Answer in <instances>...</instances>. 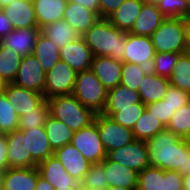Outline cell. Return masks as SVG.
Listing matches in <instances>:
<instances>
[{
  "instance_id": "cell-26",
  "label": "cell",
  "mask_w": 190,
  "mask_h": 190,
  "mask_svg": "<svg viewBox=\"0 0 190 190\" xmlns=\"http://www.w3.org/2000/svg\"><path fill=\"white\" fill-rule=\"evenodd\" d=\"M38 28L63 20L68 0H32Z\"/></svg>"
},
{
  "instance_id": "cell-43",
  "label": "cell",
  "mask_w": 190,
  "mask_h": 190,
  "mask_svg": "<svg viewBox=\"0 0 190 190\" xmlns=\"http://www.w3.org/2000/svg\"><path fill=\"white\" fill-rule=\"evenodd\" d=\"M179 55L172 52L156 53L154 56L155 74L169 79Z\"/></svg>"
},
{
  "instance_id": "cell-49",
  "label": "cell",
  "mask_w": 190,
  "mask_h": 190,
  "mask_svg": "<svg viewBox=\"0 0 190 190\" xmlns=\"http://www.w3.org/2000/svg\"><path fill=\"white\" fill-rule=\"evenodd\" d=\"M12 30H13V26L9 18L5 15L3 10L0 8V41Z\"/></svg>"
},
{
  "instance_id": "cell-24",
  "label": "cell",
  "mask_w": 190,
  "mask_h": 190,
  "mask_svg": "<svg viewBox=\"0 0 190 190\" xmlns=\"http://www.w3.org/2000/svg\"><path fill=\"white\" fill-rule=\"evenodd\" d=\"M99 15L78 3L67 2L63 20L73 27L82 37L98 20Z\"/></svg>"
},
{
  "instance_id": "cell-22",
  "label": "cell",
  "mask_w": 190,
  "mask_h": 190,
  "mask_svg": "<svg viewBox=\"0 0 190 190\" xmlns=\"http://www.w3.org/2000/svg\"><path fill=\"white\" fill-rule=\"evenodd\" d=\"M140 102L138 92L119 84L108 90L106 104L101 114L109 117L113 112H116V109L136 108V104Z\"/></svg>"
},
{
  "instance_id": "cell-53",
  "label": "cell",
  "mask_w": 190,
  "mask_h": 190,
  "mask_svg": "<svg viewBox=\"0 0 190 190\" xmlns=\"http://www.w3.org/2000/svg\"><path fill=\"white\" fill-rule=\"evenodd\" d=\"M183 190H190V174L183 176Z\"/></svg>"
},
{
  "instance_id": "cell-15",
  "label": "cell",
  "mask_w": 190,
  "mask_h": 190,
  "mask_svg": "<svg viewBox=\"0 0 190 190\" xmlns=\"http://www.w3.org/2000/svg\"><path fill=\"white\" fill-rule=\"evenodd\" d=\"M39 171L33 168H8L0 173L2 190H35Z\"/></svg>"
},
{
  "instance_id": "cell-59",
  "label": "cell",
  "mask_w": 190,
  "mask_h": 190,
  "mask_svg": "<svg viewBox=\"0 0 190 190\" xmlns=\"http://www.w3.org/2000/svg\"><path fill=\"white\" fill-rule=\"evenodd\" d=\"M185 139L190 142V131H189V134L185 137Z\"/></svg>"
},
{
  "instance_id": "cell-55",
  "label": "cell",
  "mask_w": 190,
  "mask_h": 190,
  "mask_svg": "<svg viewBox=\"0 0 190 190\" xmlns=\"http://www.w3.org/2000/svg\"><path fill=\"white\" fill-rule=\"evenodd\" d=\"M107 190H136V189H130V188H124V187H113V188H108Z\"/></svg>"
},
{
  "instance_id": "cell-33",
  "label": "cell",
  "mask_w": 190,
  "mask_h": 190,
  "mask_svg": "<svg viewBox=\"0 0 190 190\" xmlns=\"http://www.w3.org/2000/svg\"><path fill=\"white\" fill-rule=\"evenodd\" d=\"M170 85L190 93V53L179 55L169 78Z\"/></svg>"
},
{
  "instance_id": "cell-46",
  "label": "cell",
  "mask_w": 190,
  "mask_h": 190,
  "mask_svg": "<svg viewBox=\"0 0 190 190\" xmlns=\"http://www.w3.org/2000/svg\"><path fill=\"white\" fill-rule=\"evenodd\" d=\"M163 190H183V176L178 171H164Z\"/></svg>"
},
{
  "instance_id": "cell-40",
  "label": "cell",
  "mask_w": 190,
  "mask_h": 190,
  "mask_svg": "<svg viewBox=\"0 0 190 190\" xmlns=\"http://www.w3.org/2000/svg\"><path fill=\"white\" fill-rule=\"evenodd\" d=\"M145 109V104L140 102L136 104V108L116 109V112H113L109 117L116 123L132 129Z\"/></svg>"
},
{
  "instance_id": "cell-1",
  "label": "cell",
  "mask_w": 190,
  "mask_h": 190,
  "mask_svg": "<svg viewBox=\"0 0 190 190\" xmlns=\"http://www.w3.org/2000/svg\"><path fill=\"white\" fill-rule=\"evenodd\" d=\"M150 166L190 174V142L168 129L146 141Z\"/></svg>"
},
{
  "instance_id": "cell-19",
  "label": "cell",
  "mask_w": 190,
  "mask_h": 190,
  "mask_svg": "<svg viewBox=\"0 0 190 190\" xmlns=\"http://www.w3.org/2000/svg\"><path fill=\"white\" fill-rule=\"evenodd\" d=\"M123 62L107 56H95L91 70L108 91L120 84Z\"/></svg>"
},
{
  "instance_id": "cell-12",
  "label": "cell",
  "mask_w": 190,
  "mask_h": 190,
  "mask_svg": "<svg viewBox=\"0 0 190 190\" xmlns=\"http://www.w3.org/2000/svg\"><path fill=\"white\" fill-rule=\"evenodd\" d=\"M94 55L80 37L60 48V60L66 62L76 73L91 69Z\"/></svg>"
},
{
  "instance_id": "cell-60",
  "label": "cell",
  "mask_w": 190,
  "mask_h": 190,
  "mask_svg": "<svg viewBox=\"0 0 190 190\" xmlns=\"http://www.w3.org/2000/svg\"><path fill=\"white\" fill-rule=\"evenodd\" d=\"M187 3H188V6H189V9H190V0H187Z\"/></svg>"
},
{
  "instance_id": "cell-57",
  "label": "cell",
  "mask_w": 190,
  "mask_h": 190,
  "mask_svg": "<svg viewBox=\"0 0 190 190\" xmlns=\"http://www.w3.org/2000/svg\"><path fill=\"white\" fill-rule=\"evenodd\" d=\"M14 0H0V7Z\"/></svg>"
},
{
  "instance_id": "cell-27",
  "label": "cell",
  "mask_w": 190,
  "mask_h": 190,
  "mask_svg": "<svg viewBox=\"0 0 190 190\" xmlns=\"http://www.w3.org/2000/svg\"><path fill=\"white\" fill-rule=\"evenodd\" d=\"M142 0H125L107 19L118 29L129 32L141 11Z\"/></svg>"
},
{
  "instance_id": "cell-20",
  "label": "cell",
  "mask_w": 190,
  "mask_h": 190,
  "mask_svg": "<svg viewBox=\"0 0 190 190\" xmlns=\"http://www.w3.org/2000/svg\"><path fill=\"white\" fill-rule=\"evenodd\" d=\"M40 32L41 29L39 28L13 29L1 39L0 43L24 58L27 55L33 54L34 46Z\"/></svg>"
},
{
  "instance_id": "cell-44",
  "label": "cell",
  "mask_w": 190,
  "mask_h": 190,
  "mask_svg": "<svg viewBox=\"0 0 190 190\" xmlns=\"http://www.w3.org/2000/svg\"><path fill=\"white\" fill-rule=\"evenodd\" d=\"M163 99L167 101L168 105L174 109V111H176L190 102V93L169 85Z\"/></svg>"
},
{
  "instance_id": "cell-31",
  "label": "cell",
  "mask_w": 190,
  "mask_h": 190,
  "mask_svg": "<svg viewBox=\"0 0 190 190\" xmlns=\"http://www.w3.org/2000/svg\"><path fill=\"white\" fill-rule=\"evenodd\" d=\"M44 129L53 151L63 147L66 144H71V140L75 132L65 123L53 118L51 115L47 118Z\"/></svg>"
},
{
  "instance_id": "cell-36",
  "label": "cell",
  "mask_w": 190,
  "mask_h": 190,
  "mask_svg": "<svg viewBox=\"0 0 190 190\" xmlns=\"http://www.w3.org/2000/svg\"><path fill=\"white\" fill-rule=\"evenodd\" d=\"M50 116V108L47 100H45L39 107L32 111L25 112L19 117L18 129H32L45 125L47 118Z\"/></svg>"
},
{
  "instance_id": "cell-4",
  "label": "cell",
  "mask_w": 190,
  "mask_h": 190,
  "mask_svg": "<svg viewBox=\"0 0 190 190\" xmlns=\"http://www.w3.org/2000/svg\"><path fill=\"white\" fill-rule=\"evenodd\" d=\"M107 92L91 69L77 73L72 95L95 114L102 113Z\"/></svg>"
},
{
  "instance_id": "cell-11",
  "label": "cell",
  "mask_w": 190,
  "mask_h": 190,
  "mask_svg": "<svg viewBox=\"0 0 190 190\" xmlns=\"http://www.w3.org/2000/svg\"><path fill=\"white\" fill-rule=\"evenodd\" d=\"M45 76L46 73L41 67V64L37 58L31 54L22 58L13 83L44 95Z\"/></svg>"
},
{
  "instance_id": "cell-38",
  "label": "cell",
  "mask_w": 190,
  "mask_h": 190,
  "mask_svg": "<svg viewBox=\"0 0 190 190\" xmlns=\"http://www.w3.org/2000/svg\"><path fill=\"white\" fill-rule=\"evenodd\" d=\"M16 108L11 106L5 93L0 94V133L8 134L18 129Z\"/></svg>"
},
{
  "instance_id": "cell-54",
  "label": "cell",
  "mask_w": 190,
  "mask_h": 190,
  "mask_svg": "<svg viewBox=\"0 0 190 190\" xmlns=\"http://www.w3.org/2000/svg\"><path fill=\"white\" fill-rule=\"evenodd\" d=\"M7 84L8 83L6 82V80H4V78L0 74V94L4 93Z\"/></svg>"
},
{
  "instance_id": "cell-17",
  "label": "cell",
  "mask_w": 190,
  "mask_h": 190,
  "mask_svg": "<svg viewBox=\"0 0 190 190\" xmlns=\"http://www.w3.org/2000/svg\"><path fill=\"white\" fill-rule=\"evenodd\" d=\"M7 138V157L9 168H33L37 164L32 160L30 152H27L26 137L22 130L16 129L6 134Z\"/></svg>"
},
{
  "instance_id": "cell-14",
  "label": "cell",
  "mask_w": 190,
  "mask_h": 190,
  "mask_svg": "<svg viewBox=\"0 0 190 190\" xmlns=\"http://www.w3.org/2000/svg\"><path fill=\"white\" fill-rule=\"evenodd\" d=\"M4 93L10 105L16 108L18 117L39 107L46 100L43 94L14 83H8Z\"/></svg>"
},
{
  "instance_id": "cell-58",
  "label": "cell",
  "mask_w": 190,
  "mask_h": 190,
  "mask_svg": "<svg viewBox=\"0 0 190 190\" xmlns=\"http://www.w3.org/2000/svg\"><path fill=\"white\" fill-rule=\"evenodd\" d=\"M55 190H80V188H60Z\"/></svg>"
},
{
  "instance_id": "cell-29",
  "label": "cell",
  "mask_w": 190,
  "mask_h": 190,
  "mask_svg": "<svg viewBox=\"0 0 190 190\" xmlns=\"http://www.w3.org/2000/svg\"><path fill=\"white\" fill-rule=\"evenodd\" d=\"M32 55L37 58L45 73L60 61V49L41 32L37 37Z\"/></svg>"
},
{
  "instance_id": "cell-23",
  "label": "cell",
  "mask_w": 190,
  "mask_h": 190,
  "mask_svg": "<svg viewBox=\"0 0 190 190\" xmlns=\"http://www.w3.org/2000/svg\"><path fill=\"white\" fill-rule=\"evenodd\" d=\"M20 130L26 137L27 152H30V156L36 164L53 156L54 151L49 144L44 126Z\"/></svg>"
},
{
  "instance_id": "cell-10",
  "label": "cell",
  "mask_w": 190,
  "mask_h": 190,
  "mask_svg": "<svg viewBox=\"0 0 190 190\" xmlns=\"http://www.w3.org/2000/svg\"><path fill=\"white\" fill-rule=\"evenodd\" d=\"M107 157L111 161L120 163L137 173L150 166L146 142L136 139L124 147L110 151Z\"/></svg>"
},
{
  "instance_id": "cell-35",
  "label": "cell",
  "mask_w": 190,
  "mask_h": 190,
  "mask_svg": "<svg viewBox=\"0 0 190 190\" xmlns=\"http://www.w3.org/2000/svg\"><path fill=\"white\" fill-rule=\"evenodd\" d=\"M103 162L94 163L90 165V169L84 175L80 184L81 190H107L108 185L106 181Z\"/></svg>"
},
{
  "instance_id": "cell-8",
  "label": "cell",
  "mask_w": 190,
  "mask_h": 190,
  "mask_svg": "<svg viewBox=\"0 0 190 190\" xmlns=\"http://www.w3.org/2000/svg\"><path fill=\"white\" fill-rule=\"evenodd\" d=\"M76 75L77 73L66 62L58 61L51 70L46 72L45 99L72 94Z\"/></svg>"
},
{
  "instance_id": "cell-9",
  "label": "cell",
  "mask_w": 190,
  "mask_h": 190,
  "mask_svg": "<svg viewBox=\"0 0 190 190\" xmlns=\"http://www.w3.org/2000/svg\"><path fill=\"white\" fill-rule=\"evenodd\" d=\"M71 144L91 163H101L107 157V152L101 142L97 124L92 122L89 126L74 132Z\"/></svg>"
},
{
  "instance_id": "cell-52",
  "label": "cell",
  "mask_w": 190,
  "mask_h": 190,
  "mask_svg": "<svg viewBox=\"0 0 190 190\" xmlns=\"http://www.w3.org/2000/svg\"><path fill=\"white\" fill-rule=\"evenodd\" d=\"M35 190H55V188L39 175Z\"/></svg>"
},
{
  "instance_id": "cell-18",
  "label": "cell",
  "mask_w": 190,
  "mask_h": 190,
  "mask_svg": "<svg viewBox=\"0 0 190 190\" xmlns=\"http://www.w3.org/2000/svg\"><path fill=\"white\" fill-rule=\"evenodd\" d=\"M65 170L79 183L90 169L91 163L72 144H66L53 154Z\"/></svg>"
},
{
  "instance_id": "cell-39",
  "label": "cell",
  "mask_w": 190,
  "mask_h": 190,
  "mask_svg": "<svg viewBox=\"0 0 190 190\" xmlns=\"http://www.w3.org/2000/svg\"><path fill=\"white\" fill-rule=\"evenodd\" d=\"M166 129L172 131L174 134L185 138L190 131V102L176 110Z\"/></svg>"
},
{
  "instance_id": "cell-16",
  "label": "cell",
  "mask_w": 190,
  "mask_h": 190,
  "mask_svg": "<svg viewBox=\"0 0 190 190\" xmlns=\"http://www.w3.org/2000/svg\"><path fill=\"white\" fill-rule=\"evenodd\" d=\"M0 8L9 18L13 29L38 28L32 0H14Z\"/></svg>"
},
{
  "instance_id": "cell-42",
  "label": "cell",
  "mask_w": 190,
  "mask_h": 190,
  "mask_svg": "<svg viewBox=\"0 0 190 190\" xmlns=\"http://www.w3.org/2000/svg\"><path fill=\"white\" fill-rule=\"evenodd\" d=\"M145 74L139 68V65L133 63H123L120 84L127 86L133 91L138 92L140 83Z\"/></svg>"
},
{
  "instance_id": "cell-25",
  "label": "cell",
  "mask_w": 190,
  "mask_h": 190,
  "mask_svg": "<svg viewBox=\"0 0 190 190\" xmlns=\"http://www.w3.org/2000/svg\"><path fill=\"white\" fill-rule=\"evenodd\" d=\"M165 18L166 17L160 12L156 4L144 3L129 33L151 37Z\"/></svg>"
},
{
  "instance_id": "cell-13",
  "label": "cell",
  "mask_w": 190,
  "mask_h": 190,
  "mask_svg": "<svg viewBox=\"0 0 190 190\" xmlns=\"http://www.w3.org/2000/svg\"><path fill=\"white\" fill-rule=\"evenodd\" d=\"M37 169L40 176L46 179L55 189L80 188L79 182L70 176L54 155L38 163Z\"/></svg>"
},
{
  "instance_id": "cell-5",
  "label": "cell",
  "mask_w": 190,
  "mask_h": 190,
  "mask_svg": "<svg viewBox=\"0 0 190 190\" xmlns=\"http://www.w3.org/2000/svg\"><path fill=\"white\" fill-rule=\"evenodd\" d=\"M151 40L156 53H185L183 18H165L151 35Z\"/></svg>"
},
{
  "instance_id": "cell-30",
  "label": "cell",
  "mask_w": 190,
  "mask_h": 190,
  "mask_svg": "<svg viewBox=\"0 0 190 190\" xmlns=\"http://www.w3.org/2000/svg\"><path fill=\"white\" fill-rule=\"evenodd\" d=\"M41 33L56 44L59 49L81 37L80 34L64 20L43 26Z\"/></svg>"
},
{
  "instance_id": "cell-41",
  "label": "cell",
  "mask_w": 190,
  "mask_h": 190,
  "mask_svg": "<svg viewBox=\"0 0 190 190\" xmlns=\"http://www.w3.org/2000/svg\"><path fill=\"white\" fill-rule=\"evenodd\" d=\"M157 6L166 18H184L190 16L187 0H161Z\"/></svg>"
},
{
  "instance_id": "cell-47",
  "label": "cell",
  "mask_w": 190,
  "mask_h": 190,
  "mask_svg": "<svg viewBox=\"0 0 190 190\" xmlns=\"http://www.w3.org/2000/svg\"><path fill=\"white\" fill-rule=\"evenodd\" d=\"M125 0H99V17L107 19Z\"/></svg>"
},
{
  "instance_id": "cell-32",
  "label": "cell",
  "mask_w": 190,
  "mask_h": 190,
  "mask_svg": "<svg viewBox=\"0 0 190 190\" xmlns=\"http://www.w3.org/2000/svg\"><path fill=\"white\" fill-rule=\"evenodd\" d=\"M166 129V126L152 113L145 109L144 113L137 120L132 128L133 136L136 140L148 141L157 133Z\"/></svg>"
},
{
  "instance_id": "cell-51",
  "label": "cell",
  "mask_w": 190,
  "mask_h": 190,
  "mask_svg": "<svg viewBox=\"0 0 190 190\" xmlns=\"http://www.w3.org/2000/svg\"><path fill=\"white\" fill-rule=\"evenodd\" d=\"M186 52H190V16L183 18Z\"/></svg>"
},
{
  "instance_id": "cell-50",
  "label": "cell",
  "mask_w": 190,
  "mask_h": 190,
  "mask_svg": "<svg viewBox=\"0 0 190 190\" xmlns=\"http://www.w3.org/2000/svg\"><path fill=\"white\" fill-rule=\"evenodd\" d=\"M72 3H78L79 5L84 6L99 15V0H68Z\"/></svg>"
},
{
  "instance_id": "cell-28",
  "label": "cell",
  "mask_w": 190,
  "mask_h": 190,
  "mask_svg": "<svg viewBox=\"0 0 190 190\" xmlns=\"http://www.w3.org/2000/svg\"><path fill=\"white\" fill-rule=\"evenodd\" d=\"M141 81L142 83H140L138 93L141 102L145 105L163 99L170 85V80L168 78L161 77L155 73L145 75Z\"/></svg>"
},
{
  "instance_id": "cell-2",
  "label": "cell",
  "mask_w": 190,
  "mask_h": 190,
  "mask_svg": "<svg viewBox=\"0 0 190 190\" xmlns=\"http://www.w3.org/2000/svg\"><path fill=\"white\" fill-rule=\"evenodd\" d=\"M127 32L118 30L108 19L100 18L82 38L95 56L122 61Z\"/></svg>"
},
{
  "instance_id": "cell-48",
  "label": "cell",
  "mask_w": 190,
  "mask_h": 190,
  "mask_svg": "<svg viewBox=\"0 0 190 190\" xmlns=\"http://www.w3.org/2000/svg\"><path fill=\"white\" fill-rule=\"evenodd\" d=\"M7 149L8 144L6 134L0 133V173L9 168Z\"/></svg>"
},
{
  "instance_id": "cell-45",
  "label": "cell",
  "mask_w": 190,
  "mask_h": 190,
  "mask_svg": "<svg viewBox=\"0 0 190 190\" xmlns=\"http://www.w3.org/2000/svg\"><path fill=\"white\" fill-rule=\"evenodd\" d=\"M145 106L146 109L156 118L162 121L165 126H167L173 113L175 112L174 109H172L164 99H161L157 102L148 103Z\"/></svg>"
},
{
  "instance_id": "cell-21",
  "label": "cell",
  "mask_w": 190,
  "mask_h": 190,
  "mask_svg": "<svg viewBox=\"0 0 190 190\" xmlns=\"http://www.w3.org/2000/svg\"><path fill=\"white\" fill-rule=\"evenodd\" d=\"M104 171L108 188L124 187L137 189L138 173L120 163L111 161L108 157L103 159Z\"/></svg>"
},
{
  "instance_id": "cell-37",
  "label": "cell",
  "mask_w": 190,
  "mask_h": 190,
  "mask_svg": "<svg viewBox=\"0 0 190 190\" xmlns=\"http://www.w3.org/2000/svg\"><path fill=\"white\" fill-rule=\"evenodd\" d=\"M164 170L148 166L138 173L136 190H163Z\"/></svg>"
},
{
  "instance_id": "cell-7",
  "label": "cell",
  "mask_w": 190,
  "mask_h": 190,
  "mask_svg": "<svg viewBox=\"0 0 190 190\" xmlns=\"http://www.w3.org/2000/svg\"><path fill=\"white\" fill-rule=\"evenodd\" d=\"M94 122L107 154L135 140L131 128L116 123L111 117L96 114Z\"/></svg>"
},
{
  "instance_id": "cell-56",
  "label": "cell",
  "mask_w": 190,
  "mask_h": 190,
  "mask_svg": "<svg viewBox=\"0 0 190 190\" xmlns=\"http://www.w3.org/2000/svg\"><path fill=\"white\" fill-rule=\"evenodd\" d=\"M144 3L148 4H158L161 0H142Z\"/></svg>"
},
{
  "instance_id": "cell-3",
  "label": "cell",
  "mask_w": 190,
  "mask_h": 190,
  "mask_svg": "<svg viewBox=\"0 0 190 190\" xmlns=\"http://www.w3.org/2000/svg\"><path fill=\"white\" fill-rule=\"evenodd\" d=\"M46 100L49 104L50 115L65 123L73 131H78L94 122L96 114L72 94Z\"/></svg>"
},
{
  "instance_id": "cell-34",
  "label": "cell",
  "mask_w": 190,
  "mask_h": 190,
  "mask_svg": "<svg viewBox=\"0 0 190 190\" xmlns=\"http://www.w3.org/2000/svg\"><path fill=\"white\" fill-rule=\"evenodd\" d=\"M22 57L0 43V74L7 83H13Z\"/></svg>"
},
{
  "instance_id": "cell-6",
  "label": "cell",
  "mask_w": 190,
  "mask_h": 190,
  "mask_svg": "<svg viewBox=\"0 0 190 190\" xmlns=\"http://www.w3.org/2000/svg\"><path fill=\"white\" fill-rule=\"evenodd\" d=\"M125 45L123 63L139 65V68L145 75L155 73L154 56L156 52L151 37L133 35L127 32Z\"/></svg>"
}]
</instances>
